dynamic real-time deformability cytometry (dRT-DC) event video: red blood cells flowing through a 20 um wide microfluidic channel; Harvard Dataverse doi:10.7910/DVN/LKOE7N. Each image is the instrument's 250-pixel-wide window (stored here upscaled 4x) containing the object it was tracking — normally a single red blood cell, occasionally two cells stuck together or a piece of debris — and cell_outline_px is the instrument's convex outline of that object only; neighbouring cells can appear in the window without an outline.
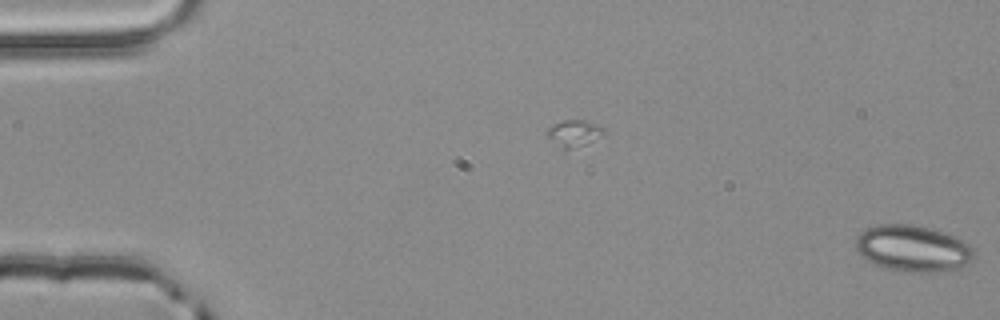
{"species": "common noctule bat (a hibernating species)", "species_latin": "Nyctalus noctula", "temperature_condition": "room temperature", "stored_images_in_passage": 2, "camera_frame_rate_fps": 3000, "um_per_image_px": 0.085, "animal": {"sex": "male", "body_mass_g": 20.4}, "frame": {"image": 1, "passage_image": 2, "time_ms": 0.333, "image_size_px": [1000, 320], "cell_outline_px": [[976, 256], [968, 264], [956, 268], [940, 272], [908, 272], [884, 268], [860, 256], [856, 248], [856, 240], [868, 228], [876, 224], [912, 224], [944, 232], [964, 240], [976, 252]], "centroid_in_image_um": [77.64, 21.13], "position_along_channel_um": 7.4, "area_um2": 31.96}}